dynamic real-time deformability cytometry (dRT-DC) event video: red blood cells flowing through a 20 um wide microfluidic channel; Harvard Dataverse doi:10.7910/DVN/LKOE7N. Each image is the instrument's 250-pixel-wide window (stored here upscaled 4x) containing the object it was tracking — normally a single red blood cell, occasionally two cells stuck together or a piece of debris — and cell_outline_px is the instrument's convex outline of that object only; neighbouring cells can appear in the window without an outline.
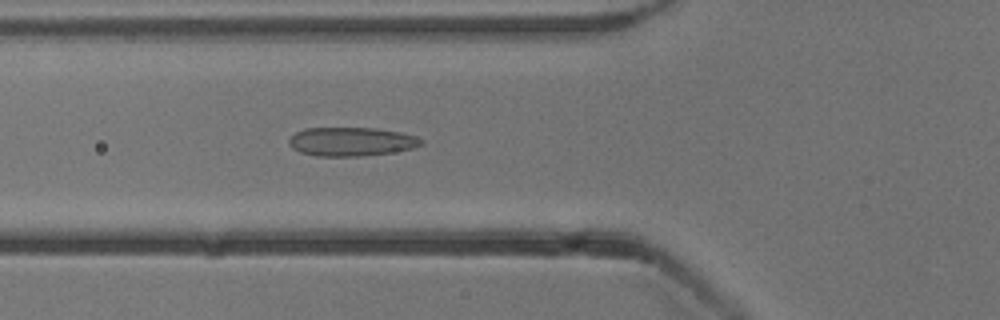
{"species": "common noctule bat (a hibernating species)", "species_latin": "Nyctalus noctula", "temperature_condition": "cold", "stored_images_in_passage": 38, "camera_frame_rate_fps": 3000, "um_per_image_px": 0.085, "animal": {"sex": "male", "body_mass_g": 13.3}, "frame": {"image": 1, "passage_image": 8, "time_ms": 2.333, "image_size_px": [1000, 320], "cell_outline_px": [[424, 144], [412, 148], [392, 152], [360, 156], [316, 156], [300, 152], [292, 148], [288, 144], [288, 140], [296, 132], [304, 128], [376, 128], [400, 132], [416, 136], [424, 140]], "centroid_in_image_um": [29.86, 12.03], "position_along_channel_um": 95.9, "area_um2": 22.25}}
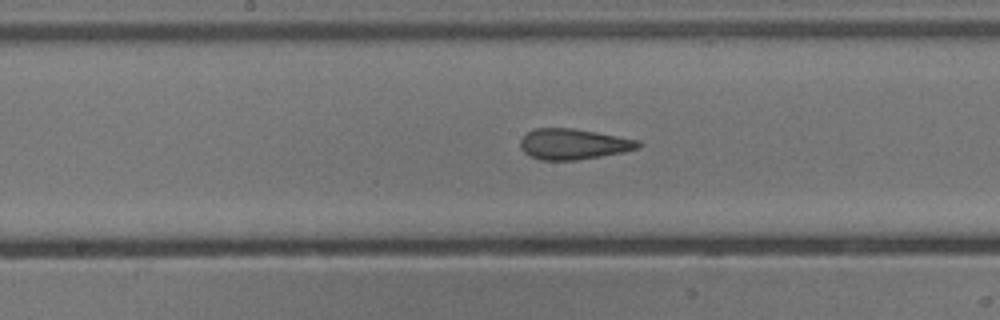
{"frame": {"image": 2, "passage_image": 16, "time_ms": 5.0, "image_size_px": [1000, 320], "cell_outline_px": [[640, 148], [624, 152], [576, 160], [540, 160], [524, 152], [520, 148], [520, 140], [528, 132], [536, 128], [572, 128], [596, 132], [640, 140]], "centroid_in_image_um": [48.75, 12.25], "position_along_channel_um": 199.5, "area_um2": 20.98}}
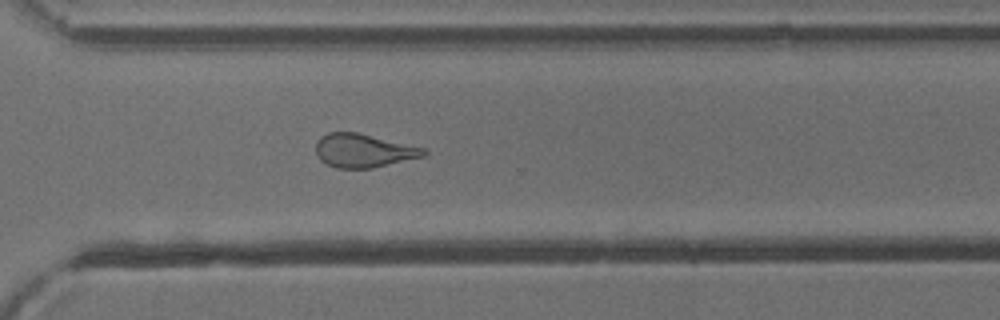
{"frame": {"image": 3, "passage_image": 27, "time_ms": 8.667, "image_size_px": [1000, 320], "cell_outline_px": [[428, 152], [424, 156], [372, 168], [336, 168], [320, 160], [316, 156], [316, 140], [320, 136], [328, 132], [356, 132], [424, 148]], "centroid_in_image_um": [30.85, 12.8], "position_along_channel_um": 339.8, "area_um2": 20.98}, "authors_computed_cell_mechanics": {"area_um2": 21.1548, "velocity_mm_per_s": 3.8443, "shape_relaxation_time_tau1_ms": null, "shape_relaxation_time_tau2_ms": 1.6913, "deformation_change_tau1": null, "deformation_change_tau2": 0.093}}